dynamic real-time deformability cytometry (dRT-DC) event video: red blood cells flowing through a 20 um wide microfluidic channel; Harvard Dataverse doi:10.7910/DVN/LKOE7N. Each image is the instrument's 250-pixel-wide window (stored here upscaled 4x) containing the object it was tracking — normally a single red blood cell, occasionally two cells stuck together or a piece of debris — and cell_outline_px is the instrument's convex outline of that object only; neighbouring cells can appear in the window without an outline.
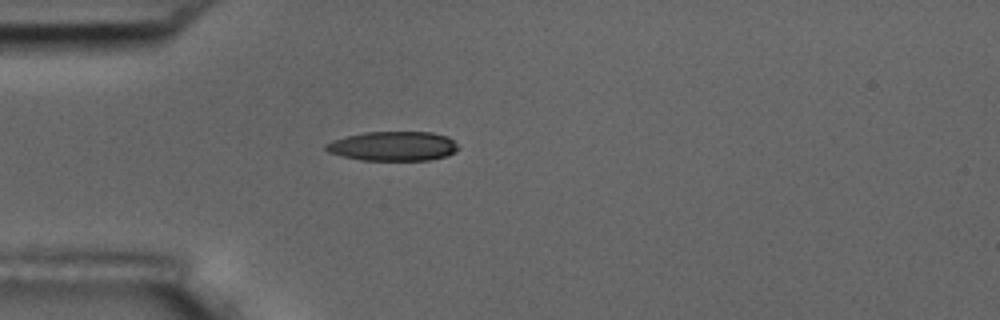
{"species": "common noctule bat (a hibernating species)", "species_latin": "Nyctalus noctula", "temperature_condition": "room temperature", "stored_images_in_passage": 2, "camera_frame_rate_fps": 3000, "um_per_image_px": 0.085, "animal": {"sex": "male", "body_mass_g": 17.5, "forearm_length_mm": 52.3}, "frame": {"image": 1, "passage_image": 1, "time_ms": 0.0, "image_size_px": [1000, 320], "cell_outline_px": [[460, 148], [456, 152], [448, 156], [428, 160], [360, 160], [340, 156], [328, 152], [324, 148], [324, 144], [332, 140], [364, 132], [432, 132], [448, 136]], "centroid_in_image_um": [33.41, 12.42], "position_along_channel_um": 51.6, "area_um2": 22.89}}